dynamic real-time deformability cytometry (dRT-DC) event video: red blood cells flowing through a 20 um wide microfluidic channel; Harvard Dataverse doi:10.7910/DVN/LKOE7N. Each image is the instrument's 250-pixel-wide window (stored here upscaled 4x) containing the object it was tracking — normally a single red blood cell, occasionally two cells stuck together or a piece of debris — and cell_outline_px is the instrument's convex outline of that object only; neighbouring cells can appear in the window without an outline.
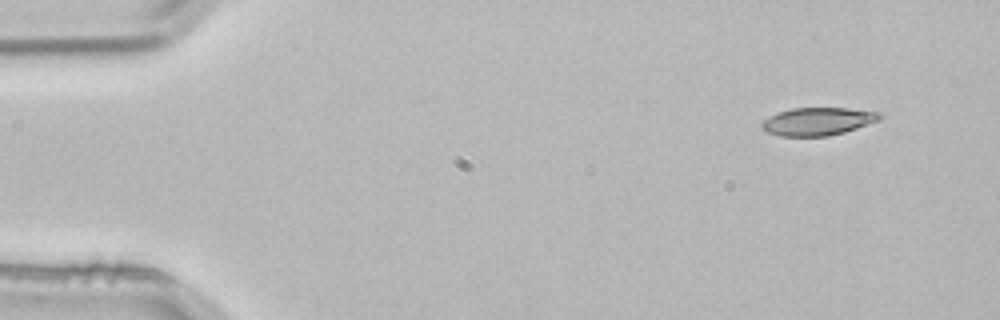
{"species": "common noctule bat (a hibernating species)", "species_latin": "Nyctalus noctula", "temperature_condition": "room temperature", "stored_images_in_passage": 3, "camera_frame_rate_fps": 3000, "um_per_image_px": 0.085, "animal": {"sex": "male", "body_mass_g": 21.5, "forearm_length_mm": 52.0}, "frame": {"image": 1, "passage_image": 1, "time_ms": 0.0, "image_size_px": [1000, 320], "cell_outline_px": [[884, 116], [880, 120], [844, 132], [828, 136], [780, 136], [768, 132], [760, 124], [764, 120], [780, 112], [792, 108], [848, 108], [880, 112]], "centroid_in_image_um": [69.57, 10.31], "position_along_channel_um": 15.4, "area_um2": 18.96}}